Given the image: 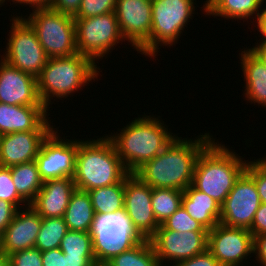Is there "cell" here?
I'll use <instances>...</instances> for the list:
<instances>
[{"mask_svg": "<svg viewBox=\"0 0 266 266\" xmlns=\"http://www.w3.org/2000/svg\"><path fill=\"white\" fill-rule=\"evenodd\" d=\"M91 234L97 264H107L142 240L124 211L95 215Z\"/></svg>", "mask_w": 266, "mask_h": 266, "instance_id": "7", "label": "cell"}, {"mask_svg": "<svg viewBox=\"0 0 266 266\" xmlns=\"http://www.w3.org/2000/svg\"><path fill=\"white\" fill-rule=\"evenodd\" d=\"M6 54L2 58L22 72L37 78L49 57L40 44L37 35L25 17L16 16L12 20Z\"/></svg>", "mask_w": 266, "mask_h": 266, "instance_id": "9", "label": "cell"}, {"mask_svg": "<svg viewBox=\"0 0 266 266\" xmlns=\"http://www.w3.org/2000/svg\"><path fill=\"white\" fill-rule=\"evenodd\" d=\"M245 171L254 179L261 203H266V158L248 161Z\"/></svg>", "mask_w": 266, "mask_h": 266, "instance_id": "35", "label": "cell"}, {"mask_svg": "<svg viewBox=\"0 0 266 266\" xmlns=\"http://www.w3.org/2000/svg\"><path fill=\"white\" fill-rule=\"evenodd\" d=\"M5 0H0V5H2L4 3Z\"/></svg>", "mask_w": 266, "mask_h": 266, "instance_id": "51", "label": "cell"}, {"mask_svg": "<svg viewBox=\"0 0 266 266\" xmlns=\"http://www.w3.org/2000/svg\"><path fill=\"white\" fill-rule=\"evenodd\" d=\"M81 2L82 0H51L49 8L74 17L79 11Z\"/></svg>", "mask_w": 266, "mask_h": 266, "instance_id": "38", "label": "cell"}, {"mask_svg": "<svg viewBox=\"0 0 266 266\" xmlns=\"http://www.w3.org/2000/svg\"><path fill=\"white\" fill-rule=\"evenodd\" d=\"M66 266H96L95 256H74L65 254Z\"/></svg>", "mask_w": 266, "mask_h": 266, "instance_id": "43", "label": "cell"}, {"mask_svg": "<svg viewBox=\"0 0 266 266\" xmlns=\"http://www.w3.org/2000/svg\"><path fill=\"white\" fill-rule=\"evenodd\" d=\"M52 130H32L0 136V166L12 167L34 161L43 140Z\"/></svg>", "mask_w": 266, "mask_h": 266, "instance_id": "18", "label": "cell"}, {"mask_svg": "<svg viewBox=\"0 0 266 266\" xmlns=\"http://www.w3.org/2000/svg\"><path fill=\"white\" fill-rule=\"evenodd\" d=\"M57 132L55 129L52 130L43 140L35 159L43 181L73 178L75 173L79 141L63 140Z\"/></svg>", "mask_w": 266, "mask_h": 266, "instance_id": "14", "label": "cell"}, {"mask_svg": "<svg viewBox=\"0 0 266 266\" xmlns=\"http://www.w3.org/2000/svg\"><path fill=\"white\" fill-rule=\"evenodd\" d=\"M11 177L17 193L28 202L29 205L43 186L36 161L22 163L10 167Z\"/></svg>", "mask_w": 266, "mask_h": 266, "instance_id": "26", "label": "cell"}, {"mask_svg": "<svg viewBox=\"0 0 266 266\" xmlns=\"http://www.w3.org/2000/svg\"><path fill=\"white\" fill-rule=\"evenodd\" d=\"M209 231L176 232L167 230L162 224L149 238L159 263L173 262L175 265L186 259L203 253L208 249ZM167 259V260H166ZM169 259V260H168Z\"/></svg>", "mask_w": 266, "mask_h": 266, "instance_id": "11", "label": "cell"}, {"mask_svg": "<svg viewBox=\"0 0 266 266\" xmlns=\"http://www.w3.org/2000/svg\"><path fill=\"white\" fill-rule=\"evenodd\" d=\"M74 22L77 51L94 63L124 39L115 12L89 18H74Z\"/></svg>", "mask_w": 266, "mask_h": 266, "instance_id": "8", "label": "cell"}, {"mask_svg": "<svg viewBox=\"0 0 266 266\" xmlns=\"http://www.w3.org/2000/svg\"><path fill=\"white\" fill-rule=\"evenodd\" d=\"M253 236L266 234V203H261L249 230Z\"/></svg>", "mask_w": 266, "mask_h": 266, "instance_id": "40", "label": "cell"}, {"mask_svg": "<svg viewBox=\"0 0 266 266\" xmlns=\"http://www.w3.org/2000/svg\"><path fill=\"white\" fill-rule=\"evenodd\" d=\"M68 230L91 232L95 213L88 192L76 189L63 216Z\"/></svg>", "mask_w": 266, "mask_h": 266, "instance_id": "24", "label": "cell"}, {"mask_svg": "<svg viewBox=\"0 0 266 266\" xmlns=\"http://www.w3.org/2000/svg\"><path fill=\"white\" fill-rule=\"evenodd\" d=\"M253 253L256 254V260L266 266V234L253 236Z\"/></svg>", "mask_w": 266, "mask_h": 266, "instance_id": "42", "label": "cell"}, {"mask_svg": "<svg viewBox=\"0 0 266 266\" xmlns=\"http://www.w3.org/2000/svg\"><path fill=\"white\" fill-rule=\"evenodd\" d=\"M0 266H11L10 258L8 255L4 253L0 254Z\"/></svg>", "mask_w": 266, "mask_h": 266, "instance_id": "47", "label": "cell"}, {"mask_svg": "<svg viewBox=\"0 0 266 266\" xmlns=\"http://www.w3.org/2000/svg\"><path fill=\"white\" fill-rule=\"evenodd\" d=\"M107 266H161L149 239H142L137 245L124 250L110 260Z\"/></svg>", "mask_w": 266, "mask_h": 266, "instance_id": "28", "label": "cell"}, {"mask_svg": "<svg viewBox=\"0 0 266 266\" xmlns=\"http://www.w3.org/2000/svg\"><path fill=\"white\" fill-rule=\"evenodd\" d=\"M115 14L124 39L150 57L152 0H117Z\"/></svg>", "mask_w": 266, "mask_h": 266, "instance_id": "12", "label": "cell"}, {"mask_svg": "<svg viewBox=\"0 0 266 266\" xmlns=\"http://www.w3.org/2000/svg\"><path fill=\"white\" fill-rule=\"evenodd\" d=\"M99 69L90 58L79 53L69 57L49 58L37 77L41 102L48 109L52 97H68L79 88L82 89L98 77Z\"/></svg>", "mask_w": 266, "mask_h": 266, "instance_id": "5", "label": "cell"}, {"mask_svg": "<svg viewBox=\"0 0 266 266\" xmlns=\"http://www.w3.org/2000/svg\"><path fill=\"white\" fill-rule=\"evenodd\" d=\"M151 197L152 188L134 173L125 177L123 211L142 239H149L160 226L153 213Z\"/></svg>", "mask_w": 266, "mask_h": 266, "instance_id": "15", "label": "cell"}, {"mask_svg": "<svg viewBox=\"0 0 266 266\" xmlns=\"http://www.w3.org/2000/svg\"><path fill=\"white\" fill-rule=\"evenodd\" d=\"M42 264L43 266H66L65 254L60 248L43 251Z\"/></svg>", "mask_w": 266, "mask_h": 266, "instance_id": "41", "label": "cell"}, {"mask_svg": "<svg viewBox=\"0 0 266 266\" xmlns=\"http://www.w3.org/2000/svg\"><path fill=\"white\" fill-rule=\"evenodd\" d=\"M25 20L34 29L49 58L69 57L78 53L73 16L42 8L33 9Z\"/></svg>", "mask_w": 266, "mask_h": 266, "instance_id": "6", "label": "cell"}, {"mask_svg": "<svg viewBox=\"0 0 266 266\" xmlns=\"http://www.w3.org/2000/svg\"><path fill=\"white\" fill-rule=\"evenodd\" d=\"M256 47L250 48V50L260 59V61L266 66V39L258 44Z\"/></svg>", "mask_w": 266, "mask_h": 266, "instance_id": "45", "label": "cell"}, {"mask_svg": "<svg viewBox=\"0 0 266 266\" xmlns=\"http://www.w3.org/2000/svg\"><path fill=\"white\" fill-rule=\"evenodd\" d=\"M117 0H82L74 18H89L115 12Z\"/></svg>", "mask_w": 266, "mask_h": 266, "instance_id": "33", "label": "cell"}, {"mask_svg": "<svg viewBox=\"0 0 266 266\" xmlns=\"http://www.w3.org/2000/svg\"><path fill=\"white\" fill-rule=\"evenodd\" d=\"M212 140L197 158L192 185L222 205L235 182L245 171L247 161L223 144Z\"/></svg>", "mask_w": 266, "mask_h": 266, "instance_id": "3", "label": "cell"}, {"mask_svg": "<svg viewBox=\"0 0 266 266\" xmlns=\"http://www.w3.org/2000/svg\"><path fill=\"white\" fill-rule=\"evenodd\" d=\"M128 174L107 136L79 141L73 176L76 189L87 192L110 186L121 182Z\"/></svg>", "mask_w": 266, "mask_h": 266, "instance_id": "4", "label": "cell"}, {"mask_svg": "<svg viewBox=\"0 0 266 266\" xmlns=\"http://www.w3.org/2000/svg\"><path fill=\"white\" fill-rule=\"evenodd\" d=\"M241 67L246 80L245 97L251 103L266 106V66L250 50L241 52Z\"/></svg>", "mask_w": 266, "mask_h": 266, "instance_id": "23", "label": "cell"}, {"mask_svg": "<svg viewBox=\"0 0 266 266\" xmlns=\"http://www.w3.org/2000/svg\"><path fill=\"white\" fill-rule=\"evenodd\" d=\"M264 0H211L206 5V15H215L231 19H248L251 16L257 17L259 22L262 11L260 7ZM262 4V5H261ZM260 9V13H259Z\"/></svg>", "mask_w": 266, "mask_h": 266, "instance_id": "25", "label": "cell"}, {"mask_svg": "<svg viewBox=\"0 0 266 266\" xmlns=\"http://www.w3.org/2000/svg\"><path fill=\"white\" fill-rule=\"evenodd\" d=\"M208 250L221 266H239L253 253V235L248 229L219 222L208 232Z\"/></svg>", "mask_w": 266, "mask_h": 266, "instance_id": "16", "label": "cell"}, {"mask_svg": "<svg viewBox=\"0 0 266 266\" xmlns=\"http://www.w3.org/2000/svg\"><path fill=\"white\" fill-rule=\"evenodd\" d=\"M258 31L262 34V38L266 39V8L262 9V14L259 22L257 23Z\"/></svg>", "mask_w": 266, "mask_h": 266, "instance_id": "46", "label": "cell"}, {"mask_svg": "<svg viewBox=\"0 0 266 266\" xmlns=\"http://www.w3.org/2000/svg\"><path fill=\"white\" fill-rule=\"evenodd\" d=\"M76 190L73 178L46 180L29 204L42 218L63 217L71 194Z\"/></svg>", "mask_w": 266, "mask_h": 266, "instance_id": "21", "label": "cell"}, {"mask_svg": "<svg viewBox=\"0 0 266 266\" xmlns=\"http://www.w3.org/2000/svg\"><path fill=\"white\" fill-rule=\"evenodd\" d=\"M2 253V234L0 233V254Z\"/></svg>", "mask_w": 266, "mask_h": 266, "instance_id": "48", "label": "cell"}, {"mask_svg": "<svg viewBox=\"0 0 266 266\" xmlns=\"http://www.w3.org/2000/svg\"><path fill=\"white\" fill-rule=\"evenodd\" d=\"M125 178L110 186L99 187L87 191L95 215H105L124 210Z\"/></svg>", "mask_w": 266, "mask_h": 266, "instance_id": "27", "label": "cell"}, {"mask_svg": "<svg viewBox=\"0 0 266 266\" xmlns=\"http://www.w3.org/2000/svg\"><path fill=\"white\" fill-rule=\"evenodd\" d=\"M96 266H107L106 264H97Z\"/></svg>", "mask_w": 266, "mask_h": 266, "instance_id": "50", "label": "cell"}, {"mask_svg": "<svg viewBox=\"0 0 266 266\" xmlns=\"http://www.w3.org/2000/svg\"><path fill=\"white\" fill-rule=\"evenodd\" d=\"M174 266H221L217 259L207 249L203 253L197 254L190 259L182 260Z\"/></svg>", "mask_w": 266, "mask_h": 266, "instance_id": "37", "label": "cell"}, {"mask_svg": "<svg viewBox=\"0 0 266 266\" xmlns=\"http://www.w3.org/2000/svg\"><path fill=\"white\" fill-rule=\"evenodd\" d=\"M167 230L176 232L208 231L202 224L194 220L181 205L163 224Z\"/></svg>", "mask_w": 266, "mask_h": 266, "instance_id": "32", "label": "cell"}, {"mask_svg": "<svg viewBox=\"0 0 266 266\" xmlns=\"http://www.w3.org/2000/svg\"><path fill=\"white\" fill-rule=\"evenodd\" d=\"M183 191L152 188V208L157 222L163 224L182 205Z\"/></svg>", "mask_w": 266, "mask_h": 266, "instance_id": "29", "label": "cell"}, {"mask_svg": "<svg viewBox=\"0 0 266 266\" xmlns=\"http://www.w3.org/2000/svg\"><path fill=\"white\" fill-rule=\"evenodd\" d=\"M25 210L16 211L12 222L2 234V253L8 256L35 247L42 217L30 205Z\"/></svg>", "mask_w": 266, "mask_h": 266, "instance_id": "19", "label": "cell"}, {"mask_svg": "<svg viewBox=\"0 0 266 266\" xmlns=\"http://www.w3.org/2000/svg\"><path fill=\"white\" fill-rule=\"evenodd\" d=\"M159 118L144 115L133 120L121 132L107 137L129 173L161 153L176 137Z\"/></svg>", "mask_w": 266, "mask_h": 266, "instance_id": "2", "label": "cell"}, {"mask_svg": "<svg viewBox=\"0 0 266 266\" xmlns=\"http://www.w3.org/2000/svg\"><path fill=\"white\" fill-rule=\"evenodd\" d=\"M194 0H152L150 56H156L159 45H173L195 11ZM159 44V45H158Z\"/></svg>", "mask_w": 266, "mask_h": 266, "instance_id": "10", "label": "cell"}, {"mask_svg": "<svg viewBox=\"0 0 266 266\" xmlns=\"http://www.w3.org/2000/svg\"><path fill=\"white\" fill-rule=\"evenodd\" d=\"M59 248L64 254L94 256L91 232L68 230Z\"/></svg>", "mask_w": 266, "mask_h": 266, "instance_id": "31", "label": "cell"}, {"mask_svg": "<svg viewBox=\"0 0 266 266\" xmlns=\"http://www.w3.org/2000/svg\"><path fill=\"white\" fill-rule=\"evenodd\" d=\"M45 106L0 103V135L32 130H53Z\"/></svg>", "mask_w": 266, "mask_h": 266, "instance_id": "20", "label": "cell"}, {"mask_svg": "<svg viewBox=\"0 0 266 266\" xmlns=\"http://www.w3.org/2000/svg\"><path fill=\"white\" fill-rule=\"evenodd\" d=\"M210 1H211V0H206L205 4H204V6H203L204 11H206V5H207Z\"/></svg>", "mask_w": 266, "mask_h": 266, "instance_id": "49", "label": "cell"}, {"mask_svg": "<svg viewBox=\"0 0 266 266\" xmlns=\"http://www.w3.org/2000/svg\"><path fill=\"white\" fill-rule=\"evenodd\" d=\"M182 206L191 218L202 224L208 231L220 222L221 205L192 184L184 191Z\"/></svg>", "mask_w": 266, "mask_h": 266, "instance_id": "22", "label": "cell"}, {"mask_svg": "<svg viewBox=\"0 0 266 266\" xmlns=\"http://www.w3.org/2000/svg\"><path fill=\"white\" fill-rule=\"evenodd\" d=\"M9 258L11 266H43L42 252L36 247L10 254Z\"/></svg>", "mask_w": 266, "mask_h": 266, "instance_id": "36", "label": "cell"}, {"mask_svg": "<svg viewBox=\"0 0 266 266\" xmlns=\"http://www.w3.org/2000/svg\"><path fill=\"white\" fill-rule=\"evenodd\" d=\"M0 103L22 106H44L38 95L37 78L22 72L1 59Z\"/></svg>", "mask_w": 266, "mask_h": 266, "instance_id": "17", "label": "cell"}, {"mask_svg": "<svg viewBox=\"0 0 266 266\" xmlns=\"http://www.w3.org/2000/svg\"><path fill=\"white\" fill-rule=\"evenodd\" d=\"M18 209L9 201L0 200V233L3 234L7 226L12 222Z\"/></svg>", "mask_w": 266, "mask_h": 266, "instance_id": "39", "label": "cell"}, {"mask_svg": "<svg viewBox=\"0 0 266 266\" xmlns=\"http://www.w3.org/2000/svg\"><path fill=\"white\" fill-rule=\"evenodd\" d=\"M0 200L11 202L18 210L21 203H26L16 191L11 177L10 167L0 166Z\"/></svg>", "mask_w": 266, "mask_h": 266, "instance_id": "34", "label": "cell"}, {"mask_svg": "<svg viewBox=\"0 0 266 266\" xmlns=\"http://www.w3.org/2000/svg\"><path fill=\"white\" fill-rule=\"evenodd\" d=\"M260 205L254 179L244 171L221 205L220 223L250 230Z\"/></svg>", "mask_w": 266, "mask_h": 266, "instance_id": "13", "label": "cell"}, {"mask_svg": "<svg viewBox=\"0 0 266 266\" xmlns=\"http://www.w3.org/2000/svg\"><path fill=\"white\" fill-rule=\"evenodd\" d=\"M181 138L175 137L161 153L145 162L134 174L151 188L184 191L193 182L198 156L213 138L209 133L193 141Z\"/></svg>", "mask_w": 266, "mask_h": 266, "instance_id": "1", "label": "cell"}, {"mask_svg": "<svg viewBox=\"0 0 266 266\" xmlns=\"http://www.w3.org/2000/svg\"><path fill=\"white\" fill-rule=\"evenodd\" d=\"M67 232L68 227L63 217L42 218L35 247L41 252L59 248Z\"/></svg>", "mask_w": 266, "mask_h": 266, "instance_id": "30", "label": "cell"}, {"mask_svg": "<svg viewBox=\"0 0 266 266\" xmlns=\"http://www.w3.org/2000/svg\"><path fill=\"white\" fill-rule=\"evenodd\" d=\"M13 3H19L20 5L28 4L29 7H33L35 9L49 8L51 0H12Z\"/></svg>", "mask_w": 266, "mask_h": 266, "instance_id": "44", "label": "cell"}]
</instances>
